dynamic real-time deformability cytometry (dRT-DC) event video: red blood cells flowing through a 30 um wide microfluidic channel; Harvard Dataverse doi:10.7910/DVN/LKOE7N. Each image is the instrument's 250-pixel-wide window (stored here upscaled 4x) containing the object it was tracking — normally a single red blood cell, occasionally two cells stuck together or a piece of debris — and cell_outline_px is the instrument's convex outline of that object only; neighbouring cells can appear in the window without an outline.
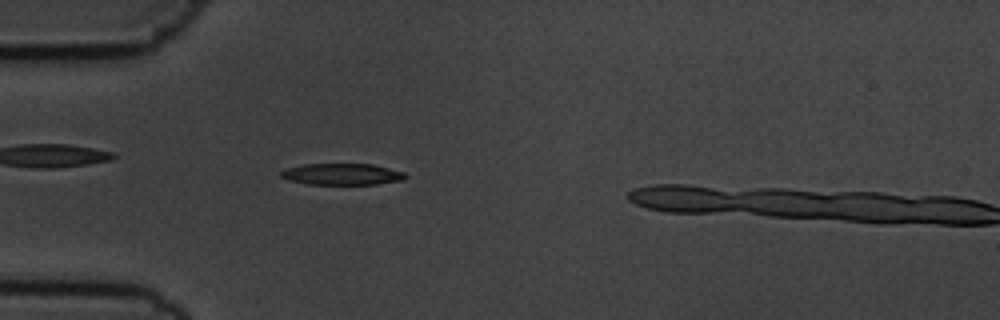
{"species": "common noctule bat (a hibernating species)", "species_latin": "Nyctalus noctula", "temperature_condition": "cold", "stored_images_in_passage": 49, "camera_frame_rate_fps": 3000, "um_per_image_px": 0.085, "animal": {"sex": "male", "body_mass_g": 19.5, "forearm_length_mm": 54.6}, "frame": {"image": 1, "passage_image": 16, "time_ms": 5.0, "image_size_px": [1000, 320], "cell_outline_px": [[408, 176], [404, 180], [376, 184], [308, 184], [288, 180], [280, 176], [280, 172], [288, 168], [304, 164], [372, 164], [404, 172]], "centroid_in_image_um": [29.09, 14.81], "position_along_channel_um": 55.9, "area_um2": 15.49}}
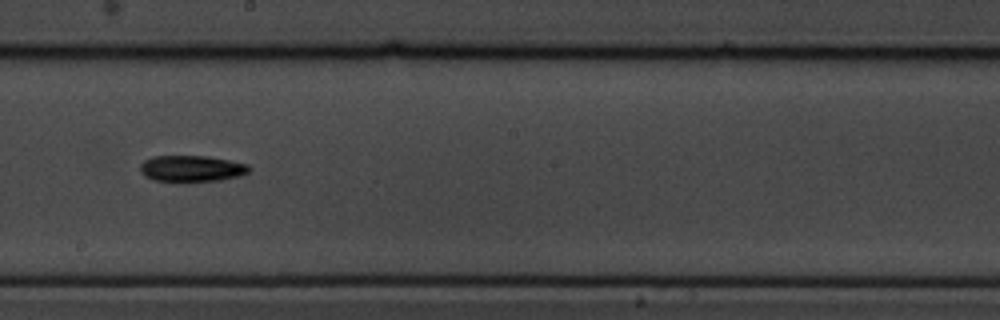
{"frame": {"image": 2, "passage_image": 31, "time_ms": 10.0, "image_size_px": [1000, 320], "cell_outline_px": [[248, 172], [240, 176], [220, 180], [152, 180], [144, 176], [140, 172], [140, 164], [144, 160], [152, 156], [208, 156], [248, 164]], "centroid_in_image_um": [16.25, 14.3], "position_along_channel_um": 232.0, "area_um2": 16.36}}
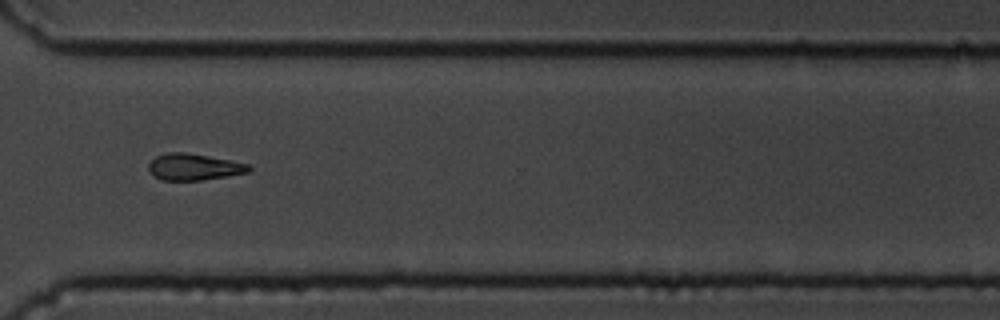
{"frame": {"image": 3, "passage_image": 41, "time_ms": 13.333, "image_size_px": [1000, 320], "cell_outline_px": [[252, 168], [248, 172], [228, 176], [200, 180], [160, 180], [152, 176], [148, 168], [148, 164], [156, 156], [168, 152], [184, 152], [228, 160], [248, 164]], "centroid_in_image_um": [16.43, 14.2], "position_along_channel_um": 354.2, "area_um2": 15.37}}